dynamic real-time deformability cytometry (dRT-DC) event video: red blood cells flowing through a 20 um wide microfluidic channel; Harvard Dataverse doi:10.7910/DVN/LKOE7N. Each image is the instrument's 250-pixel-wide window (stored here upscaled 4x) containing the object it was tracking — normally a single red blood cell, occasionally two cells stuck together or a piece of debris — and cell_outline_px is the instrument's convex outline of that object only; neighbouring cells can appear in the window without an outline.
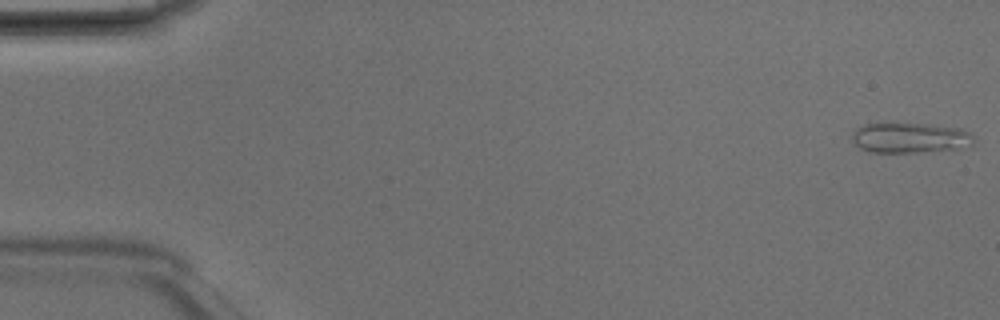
{"species": "Egyptian fruit bat (a non-hibernating species)", "species_latin": "Rousettus aegyptiacus", "temperature_condition": "room temperature", "stored_images_in_passage": 43, "camera_frame_rate_fps": 3000, "um_per_image_px": 0.085, "animal": {"sex": "male"}, "frame": {"image": 1, "passage_image": 1, "time_ms": 0.0, "image_size_px": [1000, 320], "cell_outline_px": [[972, 144], [960, 148], [916, 152], [872, 152], [860, 148], [852, 140], [852, 136], [856, 128], [864, 124], [928, 124], [960, 128], [968, 132], [972, 136]], "centroid_in_image_um": [77.33, 11.71], "position_along_channel_um": 7.7, "area_um2": 21.04}}
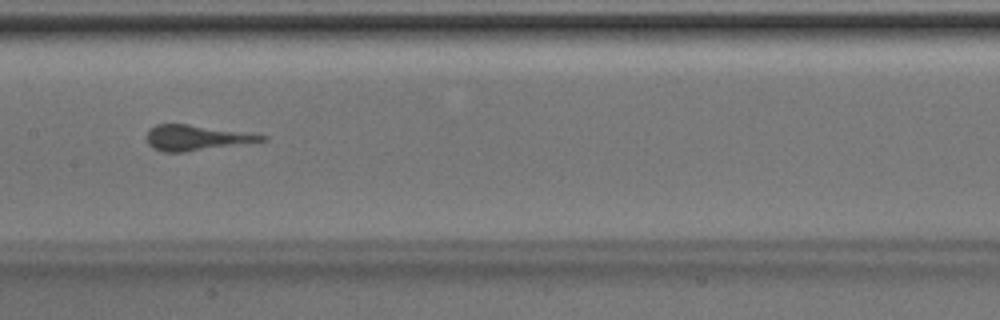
{"frame": {"image": 2, "passage_image": 24, "time_ms": 7.667, "image_size_px": [1000, 320], "cell_outline_px": [[268, 140], [184, 152], [164, 152], [152, 148], [148, 144], [144, 136], [148, 128], [156, 124], [188, 124], [268, 136]], "centroid_in_image_um": [16.57, 11.71], "position_along_channel_um": 190.8, "area_um2": 16.94}}
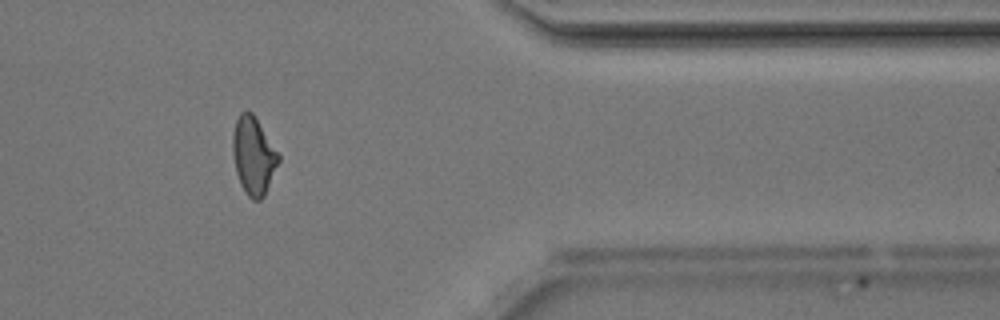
{"frame": {"image": 3, "passage_image": 39, "time_ms": 12.667, "image_size_px": [1000, 320], "cell_outline_px": [[280, 160], [264, 196], [260, 200], [252, 200], [248, 196], [240, 184], [236, 172], [232, 152], [232, 136], [236, 120], [240, 112], [252, 112], [280, 156]], "centroid_in_image_um": [21.53, 13.26], "position_along_channel_um": 389.9, "area_um2": 20.52}}